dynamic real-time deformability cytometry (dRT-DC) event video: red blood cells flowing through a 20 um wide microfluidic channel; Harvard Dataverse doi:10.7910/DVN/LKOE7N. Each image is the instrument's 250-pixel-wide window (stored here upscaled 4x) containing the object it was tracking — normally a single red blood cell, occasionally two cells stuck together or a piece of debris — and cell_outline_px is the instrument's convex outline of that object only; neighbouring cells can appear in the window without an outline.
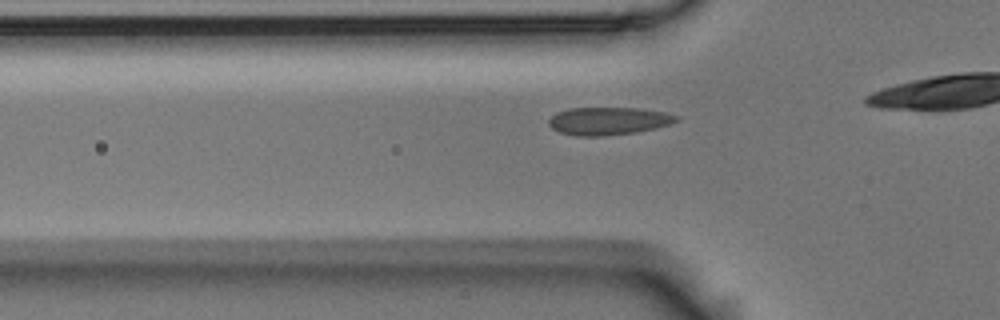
{"species": "Egyptian fruit bat (a non-hibernating species)", "species_latin": "Rousettus aegyptiacus", "temperature_condition": "room temperature", "stored_images_in_passage": 11, "camera_frame_rate_fps": 3000, "um_per_image_px": 0.085, "animal": {"sex": "male"}, "frame": {"image": 1, "passage_image": 2, "time_ms": 0.333, "image_size_px": [1000, 320], "cell_outline_px": [[680, 120], [656, 128], [636, 132], [604, 136], [576, 136], [560, 132], [552, 128], [548, 124], [548, 120], [556, 112], [568, 108], [640, 108], [668, 112], [680, 116]], "centroid_in_image_um": [51.74, 10.28], "position_along_channel_um": 74.1, "area_um2": 20.87}}
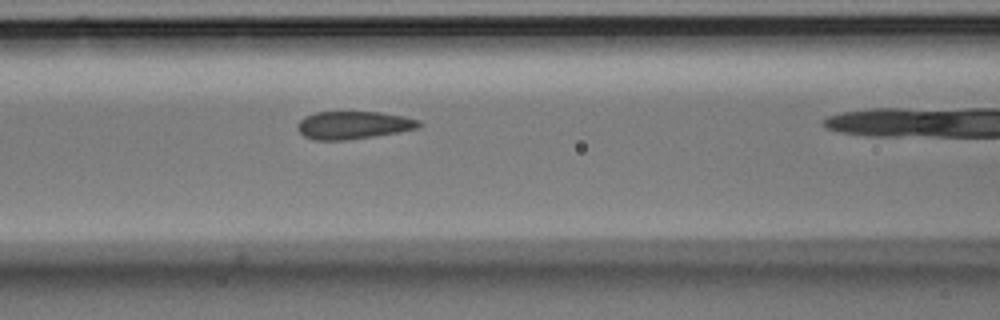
{"frame": {"image": 2, "passage_image": 7, "time_ms": 2.0, "image_size_px": [1000, 320], "cell_outline_px": [[424, 124], [416, 128], [396, 132], [372, 136], [344, 140], [312, 140], [304, 136], [296, 128], [296, 124], [304, 116], [316, 112], [380, 112], [404, 116], [420, 120]], "centroid_in_image_um": [30.0, 10.62], "position_along_channel_um": 136.6, "area_um2": 19.65}}
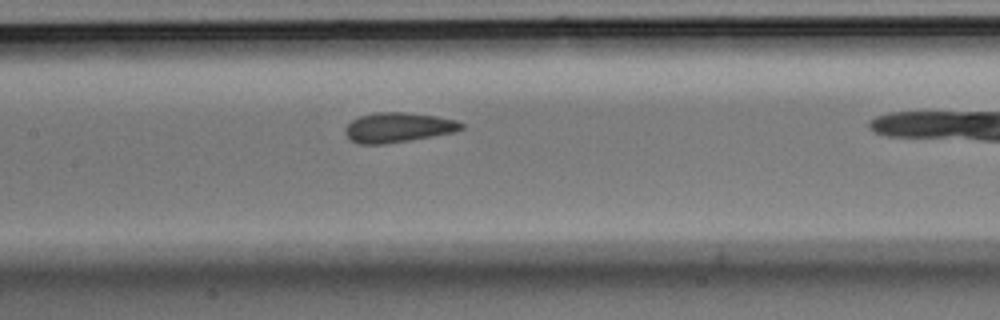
{"frame": {"image": 3, "passage_image": 10, "time_ms": 3.0, "image_size_px": [1000, 320], "cell_outline_px": [[464, 128], [456, 132], [384, 144], [360, 144], [352, 140], [344, 132], [344, 128], [352, 120], [360, 116], [376, 112], [404, 112], [436, 116], [456, 120], [464, 124]], "centroid_in_image_um": [33.85, 10.83], "position_along_channel_um": 173.6, "area_um2": 20.06}}